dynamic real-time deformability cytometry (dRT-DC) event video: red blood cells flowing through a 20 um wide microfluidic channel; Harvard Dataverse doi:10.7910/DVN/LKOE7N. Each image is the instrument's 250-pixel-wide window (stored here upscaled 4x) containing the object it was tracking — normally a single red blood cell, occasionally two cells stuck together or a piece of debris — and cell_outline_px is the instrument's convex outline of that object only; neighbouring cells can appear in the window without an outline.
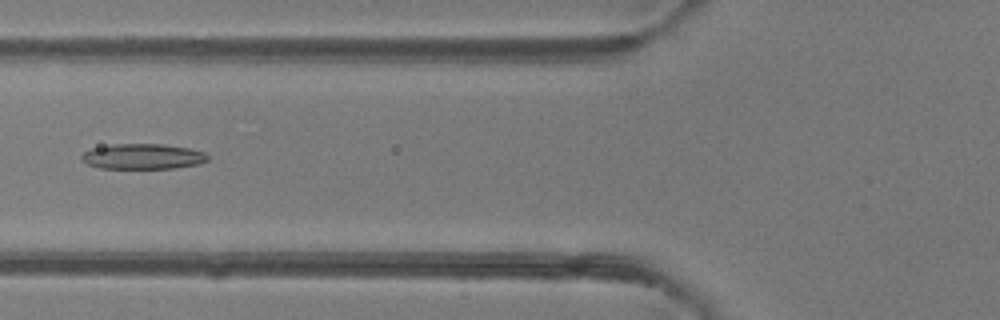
{"species": "common noctule bat (a hibernating species)", "species_latin": "Nyctalus noctula", "temperature_condition": "room temperature", "stored_images_in_passage": 50, "camera_frame_rate_fps": 3000, "um_per_image_px": 0.085, "animal": {"sex": "female"}, "frame": {"image": 1, "passage_image": 20, "time_ms": 6.333, "image_size_px": [1000, 320], "cell_outline_px": [[208, 160], [200, 164], [172, 168], [100, 168], [88, 164], [80, 156], [84, 152], [92, 148], [112, 144], [160, 144], [188, 148], [204, 152], [208, 156]], "centroid_in_image_um": [12.14, 13.3], "position_along_channel_um": 113.7, "area_um2": 18.5}}
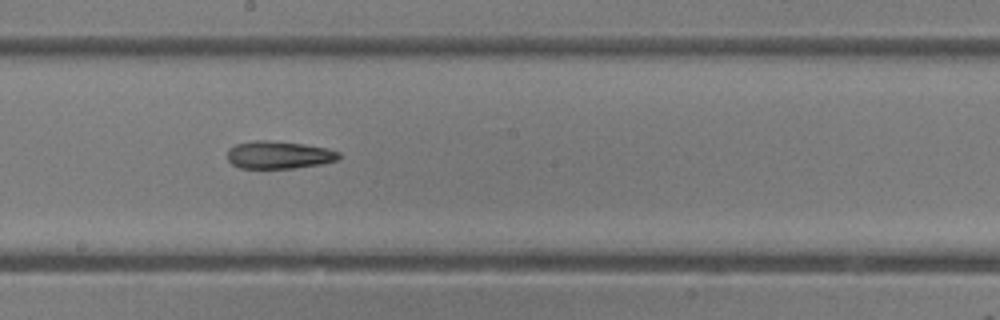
{"frame": {"image": 2, "passage_image": 28, "time_ms": 9.0, "image_size_px": [1000, 320], "cell_outline_px": [[340, 160], [320, 164], [292, 168], [240, 168], [232, 164], [228, 160], [228, 148], [236, 144], [256, 140], [268, 140], [304, 144], [328, 148], [340, 152]], "centroid_in_image_um": [23.72, 13.16], "position_along_channel_um": 224.5, "area_um2": 18.03}}
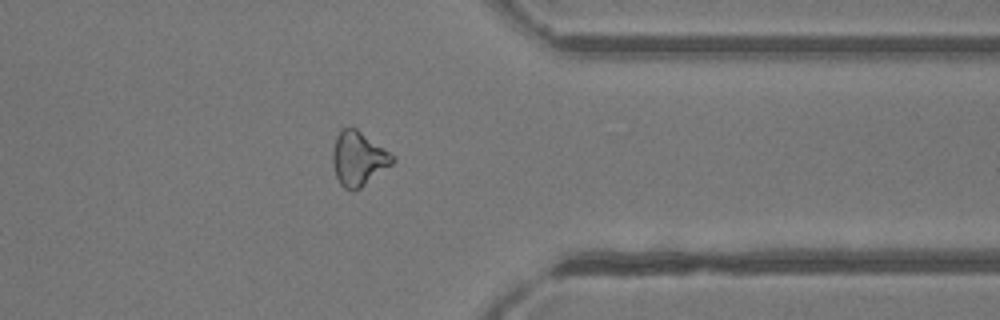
{"frame": {"image": 3, "passage_image": 40, "time_ms": 13.0, "image_size_px": [1000, 320], "cell_outline_px": [[396, 160], [392, 164], [360, 188], [352, 192], [344, 188], [340, 184], [336, 176], [332, 164], [332, 148], [336, 136], [340, 128], [356, 128], [396, 156]], "centroid_in_image_um": [30.45, 13.48], "position_along_channel_um": 381.0, "area_um2": 19.07}}